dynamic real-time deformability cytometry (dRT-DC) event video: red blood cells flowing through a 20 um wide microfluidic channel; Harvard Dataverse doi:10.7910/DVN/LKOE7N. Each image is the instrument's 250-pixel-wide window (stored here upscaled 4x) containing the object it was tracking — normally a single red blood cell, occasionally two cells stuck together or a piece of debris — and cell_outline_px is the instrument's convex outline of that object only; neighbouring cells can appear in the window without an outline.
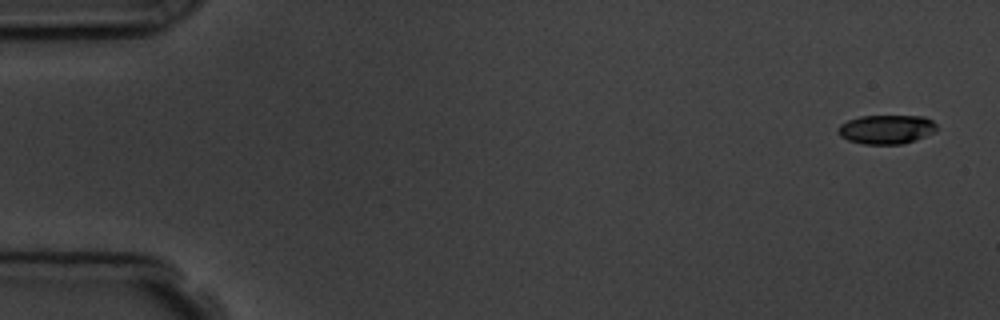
{"species": "common noctule bat (a hibernating species)", "species_latin": "Nyctalus noctula", "temperature_condition": "room temperature", "stored_images_in_passage": 5, "camera_frame_rate_fps": 3000, "um_per_image_px": 0.085, "animal": {"sex": "male", "body_mass_g": 19.5, "forearm_length_mm": 54.6}, "frame": {"image": 1, "passage_image": 1, "time_ms": 0.0, "image_size_px": [1000, 320], "cell_outline_px": [[936, 132], [916, 140], [904, 144], [864, 144], [848, 140], [840, 136], [836, 132], [840, 124], [848, 120], [860, 116], [924, 116], [932, 120], [936, 124]], "centroid_in_image_um": [75.35, 11.0], "position_along_channel_um": 9.7, "area_um2": 16.88}}
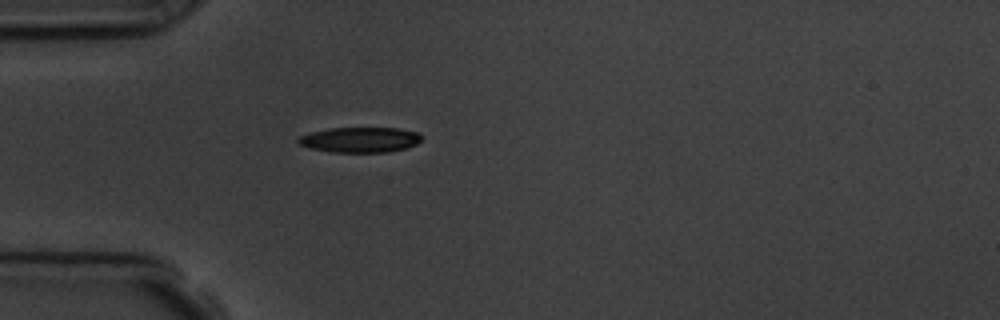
{"frame": {"image": 2, "passage_image": 5, "time_ms": 4.667, "image_size_px": [1000, 320], "cell_outline_px": [[420, 140], [416, 144], [408, 148], [388, 152], [332, 152], [308, 148], [300, 144], [296, 140], [300, 136], [312, 132], [328, 128], [396, 128], [416, 132], [420, 136]], "centroid_in_image_um": [30.58, 11.88], "position_along_channel_um": 54.4, "area_um2": 18.09}}